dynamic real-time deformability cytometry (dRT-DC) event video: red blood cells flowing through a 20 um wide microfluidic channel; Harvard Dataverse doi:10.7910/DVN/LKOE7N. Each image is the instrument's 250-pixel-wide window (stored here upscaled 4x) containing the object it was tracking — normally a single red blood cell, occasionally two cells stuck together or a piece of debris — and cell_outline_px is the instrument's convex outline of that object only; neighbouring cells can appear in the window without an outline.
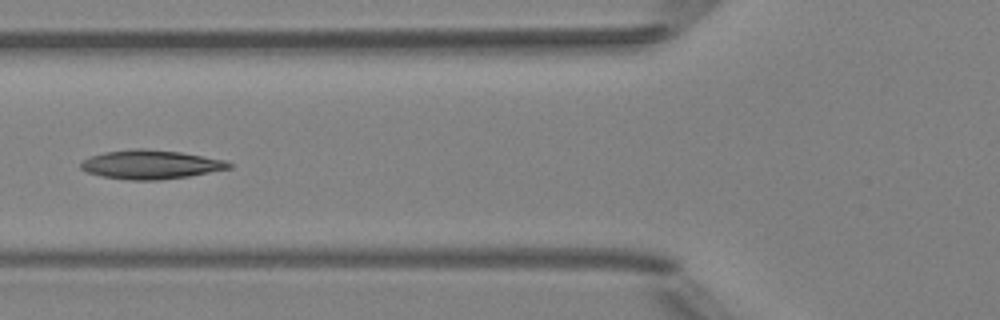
{"species": "Egyptian fruit bat (a non-hibernating species)", "species_latin": "Rousettus aegyptiacus", "temperature_condition": "room temperature", "stored_images_in_passage": 5, "camera_frame_rate_fps": 3000, "um_per_image_px": 0.085, "animal": {"sex": "female"}, "frame": {"image": 1, "passage_image": 4, "time_ms": 4.333, "image_size_px": [1000, 320], "cell_outline_px": [[232, 168], [188, 176], [160, 180], [128, 180], [100, 176], [88, 172], [80, 168], [80, 164], [84, 160], [92, 156], [104, 152], [136, 148], [144, 148], [180, 152], [224, 160], [232, 164]], "centroid_in_image_um": [12.8, 13.99], "position_along_channel_um": 113.0, "area_um2": 24.85}}
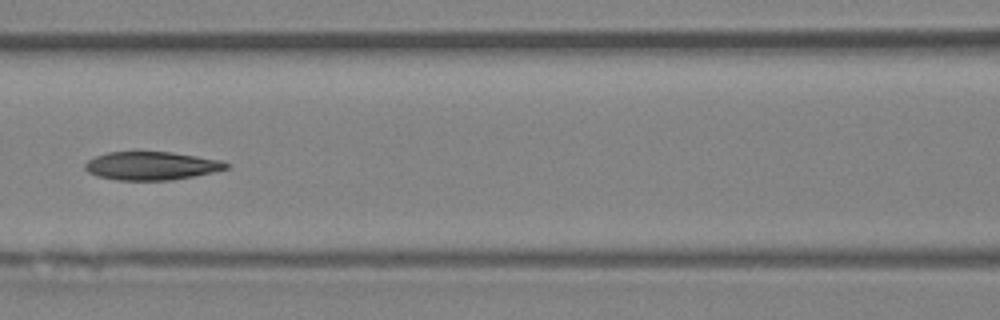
{"frame": {"image": 2, "passage_image": 5, "time_ms": 5.333, "image_size_px": [1000, 320], "cell_outline_px": [[228, 168], [212, 172], [172, 180], [116, 180], [96, 176], [88, 172], [84, 168], [84, 164], [88, 160], [96, 156], [108, 152], [172, 152], [220, 160], [228, 164]], "centroid_in_image_um": [12.82, 14.1], "position_along_channel_um": 153.8, "area_um2": 23.12}}